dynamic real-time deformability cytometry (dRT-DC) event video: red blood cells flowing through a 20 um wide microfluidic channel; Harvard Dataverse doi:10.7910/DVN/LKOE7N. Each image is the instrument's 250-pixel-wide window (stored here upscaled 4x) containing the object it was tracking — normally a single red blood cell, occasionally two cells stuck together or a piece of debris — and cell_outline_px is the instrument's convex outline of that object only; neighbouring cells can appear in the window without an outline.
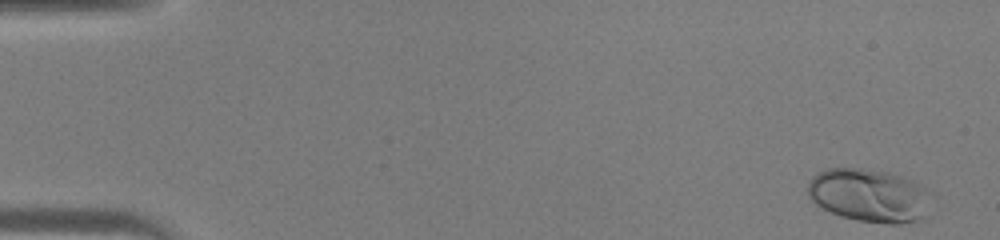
{"species": "human", "species_latin": "Homo sapiens", "temperature_condition": "warm", "stored_images_in_passage": 44, "camera_frame_rate_fps": 3000, "um_per_image_px": 0.085, "donor": {"sex": "male"}, "frame": {"image": 1, "passage_image": 1, "time_ms": 0.0, "image_size_px": [1000, 240], "cell_outline_px": [[928, 192], [920, 216], [916, 220], [900, 224], [888, 224], [860, 220], [840, 216], [808, 200], [808, 184], [812, 176], [828, 168], [860, 168], [888, 172], [912, 180], [928, 188]], "centroid_in_image_um": [73.78, 16.58], "position_along_channel_um": 11.2, "area_um2": 37.57}}
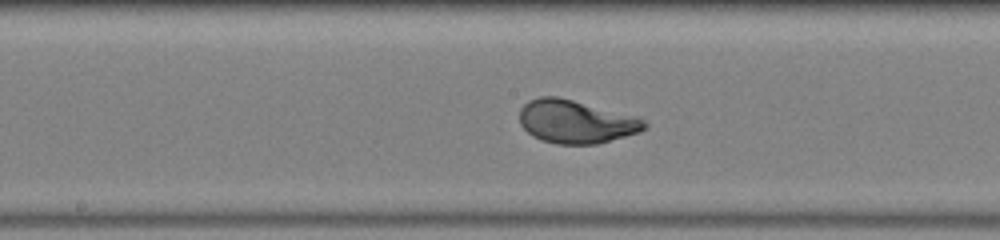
{"frame": {"image": 2, "passage_image": 23, "time_ms": 7.333, "image_size_px": [1000, 240], "cell_outline_px": [[648, 128], [640, 132], [596, 144], [556, 144], [540, 140], [532, 136], [520, 124], [520, 108], [528, 100], [540, 96], [556, 96], [640, 116], [648, 124]], "centroid_in_image_um": [48.98, 10.33], "position_along_channel_um": 199.2, "area_um2": 31.79}}
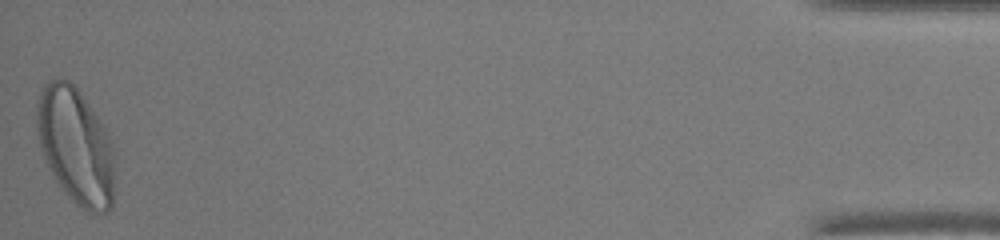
{"frame": {"image": 3, "passage_image": 44, "time_ms": 14.333, "image_size_px": [1000, 240], "cell_outline_px": [[112, 208], [108, 212], [88, 212], [76, 204], [60, 188], [44, 156], [40, 144], [36, 128], [36, 104], [40, 92], [44, 84], [48, 80], [68, 80], [80, 92], [104, 128], [112, 144]], "centroid_in_image_um": [6.39, 12.4], "position_along_channel_um": 428.8, "area_um2": 51.85}}